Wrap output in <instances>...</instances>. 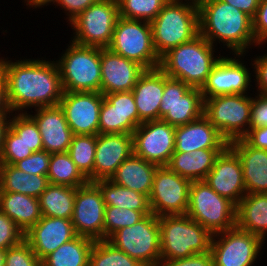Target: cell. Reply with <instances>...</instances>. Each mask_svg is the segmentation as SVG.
<instances>
[{
  "label": "cell",
  "instance_id": "11a10c76",
  "mask_svg": "<svg viewBox=\"0 0 267 266\" xmlns=\"http://www.w3.org/2000/svg\"><path fill=\"white\" fill-rule=\"evenodd\" d=\"M0 117H11V111L9 109L6 98L5 76L1 64H0Z\"/></svg>",
  "mask_w": 267,
  "mask_h": 266
},
{
  "label": "cell",
  "instance_id": "60d3db41",
  "mask_svg": "<svg viewBox=\"0 0 267 266\" xmlns=\"http://www.w3.org/2000/svg\"><path fill=\"white\" fill-rule=\"evenodd\" d=\"M12 117V118H11ZM10 128L33 152L43 150L42 137L34 119L28 113H11Z\"/></svg>",
  "mask_w": 267,
  "mask_h": 266
},
{
  "label": "cell",
  "instance_id": "b9f144b4",
  "mask_svg": "<svg viewBox=\"0 0 267 266\" xmlns=\"http://www.w3.org/2000/svg\"><path fill=\"white\" fill-rule=\"evenodd\" d=\"M33 151L10 127L6 132L0 164H12L30 156Z\"/></svg>",
  "mask_w": 267,
  "mask_h": 266
},
{
  "label": "cell",
  "instance_id": "ba28073f",
  "mask_svg": "<svg viewBox=\"0 0 267 266\" xmlns=\"http://www.w3.org/2000/svg\"><path fill=\"white\" fill-rule=\"evenodd\" d=\"M107 48L128 60L137 62L146 70L160 66L161 58L153 46L152 28L148 21L119 16L111 43Z\"/></svg>",
  "mask_w": 267,
  "mask_h": 266
},
{
  "label": "cell",
  "instance_id": "44dd1931",
  "mask_svg": "<svg viewBox=\"0 0 267 266\" xmlns=\"http://www.w3.org/2000/svg\"><path fill=\"white\" fill-rule=\"evenodd\" d=\"M76 236L77 234L71 220L42 216L24 234V239L32 247L39 260L42 261L61 245L74 239Z\"/></svg>",
  "mask_w": 267,
  "mask_h": 266
},
{
  "label": "cell",
  "instance_id": "4316f807",
  "mask_svg": "<svg viewBox=\"0 0 267 266\" xmlns=\"http://www.w3.org/2000/svg\"><path fill=\"white\" fill-rule=\"evenodd\" d=\"M158 167L133 153L116 169L110 180L149 198Z\"/></svg>",
  "mask_w": 267,
  "mask_h": 266
},
{
  "label": "cell",
  "instance_id": "484cf974",
  "mask_svg": "<svg viewBox=\"0 0 267 266\" xmlns=\"http://www.w3.org/2000/svg\"><path fill=\"white\" fill-rule=\"evenodd\" d=\"M164 91V72L158 67L145 70L132 93L139 115V125L146 121L159 120V107Z\"/></svg>",
  "mask_w": 267,
  "mask_h": 266
},
{
  "label": "cell",
  "instance_id": "ab89813d",
  "mask_svg": "<svg viewBox=\"0 0 267 266\" xmlns=\"http://www.w3.org/2000/svg\"><path fill=\"white\" fill-rule=\"evenodd\" d=\"M150 213L151 211H135L106 206L104 216V239H108L120 228L133 226Z\"/></svg>",
  "mask_w": 267,
  "mask_h": 266
},
{
  "label": "cell",
  "instance_id": "cb8c5ba5",
  "mask_svg": "<svg viewBox=\"0 0 267 266\" xmlns=\"http://www.w3.org/2000/svg\"><path fill=\"white\" fill-rule=\"evenodd\" d=\"M227 146L228 142L204 115L176 127L174 152L193 153L199 149H225Z\"/></svg>",
  "mask_w": 267,
  "mask_h": 266
},
{
  "label": "cell",
  "instance_id": "1f68e13d",
  "mask_svg": "<svg viewBox=\"0 0 267 266\" xmlns=\"http://www.w3.org/2000/svg\"><path fill=\"white\" fill-rule=\"evenodd\" d=\"M76 188L66 185L48 184L39 196L42 216L72 219Z\"/></svg>",
  "mask_w": 267,
  "mask_h": 266
},
{
  "label": "cell",
  "instance_id": "d6a6232c",
  "mask_svg": "<svg viewBox=\"0 0 267 266\" xmlns=\"http://www.w3.org/2000/svg\"><path fill=\"white\" fill-rule=\"evenodd\" d=\"M93 183L101 191L106 206L135 211H151L149 198L142 193L118 185L110 179L97 180Z\"/></svg>",
  "mask_w": 267,
  "mask_h": 266
},
{
  "label": "cell",
  "instance_id": "6da1fadb",
  "mask_svg": "<svg viewBox=\"0 0 267 266\" xmlns=\"http://www.w3.org/2000/svg\"><path fill=\"white\" fill-rule=\"evenodd\" d=\"M0 58L11 113H28L30 108L57 106L64 90L56 61Z\"/></svg>",
  "mask_w": 267,
  "mask_h": 266
},
{
  "label": "cell",
  "instance_id": "681fc988",
  "mask_svg": "<svg viewBox=\"0 0 267 266\" xmlns=\"http://www.w3.org/2000/svg\"><path fill=\"white\" fill-rule=\"evenodd\" d=\"M255 55L254 59H250L251 63L249 64L253 68L255 77L254 82L257 87V93L267 94V53H263V55ZM253 60V61H252Z\"/></svg>",
  "mask_w": 267,
  "mask_h": 266
},
{
  "label": "cell",
  "instance_id": "5b68a950",
  "mask_svg": "<svg viewBox=\"0 0 267 266\" xmlns=\"http://www.w3.org/2000/svg\"><path fill=\"white\" fill-rule=\"evenodd\" d=\"M161 260L210 252L213 234L188 215L158 217Z\"/></svg>",
  "mask_w": 267,
  "mask_h": 266
},
{
  "label": "cell",
  "instance_id": "9f6ffc18",
  "mask_svg": "<svg viewBox=\"0 0 267 266\" xmlns=\"http://www.w3.org/2000/svg\"><path fill=\"white\" fill-rule=\"evenodd\" d=\"M10 127V117H0V159L2 156L5 135Z\"/></svg>",
  "mask_w": 267,
  "mask_h": 266
},
{
  "label": "cell",
  "instance_id": "ee69618b",
  "mask_svg": "<svg viewBox=\"0 0 267 266\" xmlns=\"http://www.w3.org/2000/svg\"><path fill=\"white\" fill-rule=\"evenodd\" d=\"M51 153L45 150L33 152L30 156L14 164L15 167L28 174L46 175L49 171Z\"/></svg>",
  "mask_w": 267,
  "mask_h": 266
},
{
  "label": "cell",
  "instance_id": "5bb4252c",
  "mask_svg": "<svg viewBox=\"0 0 267 266\" xmlns=\"http://www.w3.org/2000/svg\"><path fill=\"white\" fill-rule=\"evenodd\" d=\"M191 181L171 171L167 166L156 169L152 191L149 196L151 213L163 215H186L189 206Z\"/></svg>",
  "mask_w": 267,
  "mask_h": 266
},
{
  "label": "cell",
  "instance_id": "9a60e30c",
  "mask_svg": "<svg viewBox=\"0 0 267 266\" xmlns=\"http://www.w3.org/2000/svg\"><path fill=\"white\" fill-rule=\"evenodd\" d=\"M176 127L162 119L146 121L133 132L134 154L157 166H167L175 151Z\"/></svg>",
  "mask_w": 267,
  "mask_h": 266
},
{
  "label": "cell",
  "instance_id": "4dcf8cb0",
  "mask_svg": "<svg viewBox=\"0 0 267 266\" xmlns=\"http://www.w3.org/2000/svg\"><path fill=\"white\" fill-rule=\"evenodd\" d=\"M48 184L46 175L28 174L12 164H0V192H14L39 198Z\"/></svg>",
  "mask_w": 267,
  "mask_h": 266
},
{
  "label": "cell",
  "instance_id": "8992f818",
  "mask_svg": "<svg viewBox=\"0 0 267 266\" xmlns=\"http://www.w3.org/2000/svg\"><path fill=\"white\" fill-rule=\"evenodd\" d=\"M56 60L65 92H100V48L69 41Z\"/></svg>",
  "mask_w": 267,
  "mask_h": 266
},
{
  "label": "cell",
  "instance_id": "836d02e7",
  "mask_svg": "<svg viewBox=\"0 0 267 266\" xmlns=\"http://www.w3.org/2000/svg\"><path fill=\"white\" fill-rule=\"evenodd\" d=\"M94 240L76 236L41 261V266H89Z\"/></svg>",
  "mask_w": 267,
  "mask_h": 266
},
{
  "label": "cell",
  "instance_id": "6f0895ef",
  "mask_svg": "<svg viewBox=\"0 0 267 266\" xmlns=\"http://www.w3.org/2000/svg\"><path fill=\"white\" fill-rule=\"evenodd\" d=\"M27 8H43L44 6H48L50 3L54 4L57 2V0H24L23 1Z\"/></svg>",
  "mask_w": 267,
  "mask_h": 266
},
{
  "label": "cell",
  "instance_id": "8fae6325",
  "mask_svg": "<svg viewBox=\"0 0 267 266\" xmlns=\"http://www.w3.org/2000/svg\"><path fill=\"white\" fill-rule=\"evenodd\" d=\"M119 18L117 0H98L68 23L73 30L71 41L99 48H107Z\"/></svg>",
  "mask_w": 267,
  "mask_h": 266
},
{
  "label": "cell",
  "instance_id": "9c48e42d",
  "mask_svg": "<svg viewBox=\"0 0 267 266\" xmlns=\"http://www.w3.org/2000/svg\"><path fill=\"white\" fill-rule=\"evenodd\" d=\"M250 94H227L203 98V115L228 143L242 139L249 130L252 104Z\"/></svg>",
  "mask_w": 267,
  "mask_h": 266
},
{
  "label": "cell",
  "instance_id": "c3c4849f",
  "mask_svg": "<svg viewBox=\"0 0 267 266\" xmlns=\"http://www.w3.org/2000/svg\"><path fill=\"white\" fill-rule=\"evenodd\" d=\"M253 20V33L259 45L267 43V0H260Z\"/></svg>",
  "mask_w": 267,
  "mask_h": 266
},
{
  "label": "cell",
  "instance_id": "7c38bea8",
  "mask_svg": "<svg viewBox=\"0 0 267 266\" xmlns=\"http://www.w3.org/2000/svg\"><path fill=\"white\" fill-rule=\"evenodd\" d=\"M203 110L204 99L200 88L191 87L164 73L159 119L177 127L197 120L203 115Z\"/></svg>",
  "mask_w": 267,
  "mask_h": 266
},
{
  "label": "cell",
  "instance_id": "f6af8a7d",
  "mask_svg": "<svg viewBox=\"0 0 267 266\" xmlns=\"http://www.w3.org/2000/svg\"><path fill=\"white\" fill-rule=\"evenodd\" d=\"M24 239V233L8 217L5 213L0 211V249L7 250Z\"/></svg>",
  "mask_w": 267,
  "mask_h": 266
},
{
  "label": "cell",
  "instance_id": "ffe728a7",
  "mask_svg": "<svg viewBox=\"0 0 267 266\" xmlns=\"http://www.w3.org/2000/svg\"><path fill=\"white\" fill-rule=\"evenodd\" d=\"M101 84L100 92L132 91L145 68L137 62L128 60L108 48H100Z\"/></svg>",
  "mask_w": 267,
  "mask_h": 266
},
{
  "label": "cell",
  "instance_id": "8d00e7d4",
  "mask_svg": "<svg viewBox=\"0 0 267 266\" xmlns=\"http://www.w3.org/2000/svg\"><path fill=\"white\" fill-rule=\"evenodd\" d=\"M89 266H144L107 239L95 241L89 256Z\"/></svg>",
  "mask_w": 267,
  "mask_h": 266
},
{
  "label": "cell",
  "instance_id": "f5cc1de1",
  "mask_svg": "<svg viewBox=\"0 0 267 266\" xmlns=\"http://www.w3.org/2000/svg\"><path fill=\"white\" fill-rule=\"evenodd\" d=\"M242 139L252 147L267 150V126L248 130Z\"/></svg>",
  "mask_w": 267,
  "mask_h": 266
},
{
  "label": "cell",
  "instance_id": "816d5d0a",
  "mask_svg": "<svg viewBox=\"0 0 267 266\" xmlns=\"http://www.w3.org/2000/svg\"><path fill=\"white\" fill-rule=\"evenodd\" d=\"M98 0H57L56 6L67 15V22L74 20L85 9L96 3Z\"/></svg>",
  "mask_w": 267,
  "mask_h": 266
},
{
  "label": "cell",
  "instance_id": "f907efd6",
  "mask_svg": "<svg viewBox=\"0 0 267 266\" xmlns=\"http://www.w3.org/2000/svg\"><path fill=\"white\" fill-rule=\"evenodd\" d=\"M158 266H214L211 252L195 254L187 258L160 260Z\"/></svg>",
  "mask_w": 267,
  "mask_h": 266
},
{
  "label": "cell",
  "instance_id": "e0dca14e",
  "mask_svg": "<svg viewBox=\"0 0 267 266\" xmlns=\"http://www.w3.org/2000/svg\"><path fill=\"white\" fill-rule=\"evenodd\" d=\"M105 207L101 191L93 182L76 188L71 219L76 234L94 241L103 240Z\"/></svg>",
  "mask_w": 267,
  "mask_h": 266
},
{
  "label": "cell",
  "instance_id": "bcb514c9",
  "mask_svg": "<svg viewBox=\"0 0 267 266\" xmlns=\"http://www.w3.org/2000/svg\"><path fill=\"white\" fill-rule=\"evenodd\" d=\"M99 134H120L118 110L104 95L99 115Z\"/></svg>",
  "mask_w": 267,
  "mask_h": 266
},
{
  "label": "cell",
  "instance_id": "603a6c76",
  "mask_svg": "<svg viewBox=\"0 0 267 266\" xmlns=\"http://www.w3.org/2000/svg\"><path fill=\"white\" fill-rule=\"evenodd\" d=\"M28 113L36 122L42 137L43 150L48 153H65L73 137L64 112L59 105L37 108Z\"/></svg>",
  "mask_w": 267,
  "mask_h": 266
},
{
  "label": "cell",
  "instance_id": "7402d4cb",
  "mask_svg": "<svg viewBox=\"0 0 267 266\" xmlns=\"http://www.w3.org/2000/svg\"><path fill=\"white\" fill-rule=\"evenodd\" d=\"M133 153V134H98L93 182L110 179L116 169Z\"/></svg>",
  "mask_w": 267,
  "mask_h": 266
},
{
  "label": "cell",
  "instance_id": "83f0119b",
  "mask_svg": "<svg viewBox=\"0 0 267 266\" xmlns=\"http://www.w3.org/2000/svg\"><path fill=\"white\" fill-rule=\"evenodd\" d=\"M236 227L267 240V193H247L236 206Z\"/></svg>",
  "mask_w": 267,
  "mask_h": 266
},
{
  "label": "cell",
  "instance_id": "db71d44e",
  "mask_svg": "<svg viewBox=\"0 0 267 266\" xmlns=\"http://www.w3.org/2000/svg\"><path fill=\"white\" fill-rule=\"evenodd\" d=\"M225 3L233 5L238 8L252 19L256 15L257 8L259 6L260 0H221Z\"/></svg>",
  "mask_w": 267,
  "mask_h": 266
},
{
  "label": "cell",
  "instance_id": "d590c367",
  "mask_svg": "<svg viewBox=\"0 0 267 266\" xmlns=\"http://www.w3.org/2000/svg\"><path fill=\"white\" fill-rule=\"evenodd\" d=\"M97 135H73L67 153L81 173L93 182Z\"/></svg>",
  "mask_w": 267,
  "mask_h": 266
},
{
  "label": "cell",
  "instance_id": "f546056e",
  "mask_svg": "<svg viewBox=\"0 0 267 266\" xmlns=\"http://www.w3.org/2000/svg\"><path fill=\"white\" fill-rule=\"evenodd\" d=\"M0 211L10 217L25 234L41 218L39 199L14 192H0Z\"/></svg>",
  "mask_w": 267,
  "mask_h": 266
},
{
  "label": "cell",
  "instance_id": "ac0fdd59",
  "mask_svg": "<svg viewBox=\"0 0 267 266\" xmlns=\"http://www.w3.org/2000/svg\"><path fill=\"white\" fill-rule=\"evenodd\" d=\"M101 92H65L59 102L73 135H98Z\"/></svg>",
  "mask_w": 267,
  "mask_h": 266
},
{
  "label": "cell",
  "instance_id": "30bf717a",
  "mask_svg": "<svg viewBox=\"0 0 267 266\" xmlns=\"http://www.w3.org/2000/svg\"><path fill=\"white\" fill-rule=\"evenodd\" d=\"M116 248L144 266H158L161 260L158 217L146 215L133 226L123 227L108 239Z\"/></svg>",
  "mask_w": 267,
  "mask_h": 266
},
{
  "label": "cell",
  "instance_id": "52a82bcc",
  "mask_svg": "<svg viewBox=\"0 0 267 266\" xmlns=\"http://www.w3.org/2000/svg\"><path fill=\"white\" fill-rule=\"evenodd\" d=\"M186 215L212 234L236 227V206L217 194L205 180L191 182Z\"/></svg>",
  "mask_w": 267,
  "mask_h": 266
},
{
  "label": "cell",
  "instance_id": "f1b7e54d",
  "mask_svg": "<svg viewBox=\"0 0 267 266\" xmlns=\"http://www.w3.org/2000/svg\"><path fill=\"white\" fill-rule=\"evenodd\" d=\"M224 149H199L193 153L174 152L167 167L192 181L204 180Z\"/></svg>",
  "mask_w": 267,
  "mask_h": 266
},
{
  "label": "cell",
  "instance_id": "277c9868",
  "mask_svg": "<svg viewBox=\"0 0 267 266\" xmlns=\"http://www.w3.org/2000/svg\"><path fill=\"white\" fill-rule=\"evenodd\" d=\"M150 24L153 46L161 58L170 49L191 41L199 34L197 3L169 0Z\"/></svg>",
  "mask_w": 267,
  "mask_h": 266
},
{
  "label": "cell",
  "instance_id": "d4e9b609",
  "mask_svg": "<svg viewBox=\"0 0 267 266\" xmlns=\"http://www.w3.org/2000/svg\"><path fill=\"white\" fill-rule=\"evenodd\" d=\"M228 146L239 157L246 193H267V150L248 145L243 139H237Z\"/></svg>",
  "mask_w": 267,
  "mask_h": 266
},
{
  "label": "cell",
  "instance_id": "680465c9",
  "mask_svg": "<svg viewBox=\"0 0 267 266\" xmlns=\"http://www.w3.org/2000/svg\"><path fill=\"white\" fill-rule=\"evenodd\" d=\"M6 250L0 249V266H5Z\"/></svg>",
  "mask_w": 267,
  "mask_h": 266
},
{
  "label": "cell",
  "instance_id": "3957f363",
  "mask_svg": "<svg viewBox=\"0 0 267 266\" xmlns=\"http://www.w3.org/2000/svg\"><path fill=\"white\" fill-rule=\"evenodd\" d=\"M201 34L191 41L170 49L161 57L159 68L170 78L202 88L216 62L222 57L215 55L218 49ZM217 50V51H215Z\"/></svg>",
  "mask_w": 267,
  "mask_h": 266
},
{
  "label": "cell",
  "instance_id": "d6986e66",
  "mask_svg": "<svg viewBox=\"0 0 267 266\" xmlns=\"http://www.w3.org/2000/svg\"><path fill=\"white\" fill-rule=\"evenodd\" d=\"M204 180L217 194L235 206L247 194L241 161L229 146L216 158L212 170Z\"/></svg>",
  "mask_w": 267,
  "mask_h": 266
},
{
  "label": "cell",
  "instance_id": "7a4b0ae2",
  "mask_svg": "<svg viewBox=\"0 0 267 266\" xmlns=\"http://www.w3.org/2000/svg\"><path fill=\"white\" fill-rule=\"evenodd\" d=\"M197 6L199 34L213 46L221 42L232 55L263 47L254 38L252 18L238 8L221 0H199Z\"/></svg>",
  "mask_w": 267,
  "mask_h": 266
},
{
  "label": "cell",
  "instance_id": "e575fe53",
  "mask_svg": "<svg viewBox=\"0 0 267 266\" xmlns=\"http://www.w3.org/2000/svg\"><path fill=\"white\" fill-rule=\"evenodd\" d=\"M47 178L50 184L66 185L74 188L84 186L89 182L67 152L51 154Z\"/></svg>",
  "mask_w": 267,
  "mask_h": 266
},
{
  "label": "cell",
  "instance_id": "f35d334b",
  "mask_svg": "<svg viewBox=\"0 0 267 266\" xmlns=\"http://www.w3.org/2000/svg\"><path fill=\"white\" fill-rule=\"evenodd\" d=\"M119 16L151 22L169 0H117Z\"/></svg>",
  "mask_w": 267,
  "mask_h": 266
},
{
  "label": "cell",
  "instance_id": "74e56055",
  "mask_svg": "<svg viewBox=\"0 0 267 266\" xmlns=\"http://www.w3.org/2000/svg\"><path fill=\"white\" fill-rule=\"evenodd\" d=\"M104 97L118 110L120 134H133L139 126V115L132 91L114 92Z\"/></svg>",
  "mask_w": 267,
  "mask_h": 266
},
{
  "label": "cell",
  "instance_id": "4fadbf2b",
  "mask_svg": "<svg viewBox=\"0 0 267 266\" xmlns=\"http://www.w3.org/2000/svg\"><path fill=\"white\" fill-rule=\"evenodd\" d=\"M264 244L259 236L237 227L213 234L214 266H255Z\"/></svg>",
  "mask_w": 267,
  "mask_h": 266
},
{
  "label": "cell",
  "instance_id": "2e32d148",
  "mask_svg": "<svg viewBox=\"0 0 267 266\" xmlns=\"http://www.w3.org/2000/svg\"><path fill=\"white\" fill-rule=\"evenodd\" d=\"M223 56L216 62L201 88L203 98L227 94H248L253 74L242 58L245 54ZM244 56V57H243ZM243 60V61H242ZM245 64V65H244ZM249 68V69H248ZM247 91V92H246Z\"/></svg>",
  "mask_w": 267,
  "mask_h": 266
},
{
  "label": "cell",
  "instance_id": "7bdbcfd3",
  "mask_svg": "<svg viewBox=\"0 0 267 266\" xmlns=\"http://www.w3.org/2000/svg\"><path fill=\"white\" fill-rule=\"evenodd\" d=\"M5 266H41V261L29 243L23 239L6 250Z\"/></svg>",
  "mask_w": 267,
  "mask_h": 266
},
{
  "label": "cell",
  "instance_id": "7dc6e473",
  "mask_svg": "<svg viewBox=\"0 0 267 266\" xmlns=\"http://www.w3.org/2000/svg\"><path fill=\"white\" fill-rule=\"evenodd\" d=\"M252 97L249 130L267 126V94Z\"/></svg>",
  "mask_w": 267,
  "mask_h": 266
}]
</instances>
